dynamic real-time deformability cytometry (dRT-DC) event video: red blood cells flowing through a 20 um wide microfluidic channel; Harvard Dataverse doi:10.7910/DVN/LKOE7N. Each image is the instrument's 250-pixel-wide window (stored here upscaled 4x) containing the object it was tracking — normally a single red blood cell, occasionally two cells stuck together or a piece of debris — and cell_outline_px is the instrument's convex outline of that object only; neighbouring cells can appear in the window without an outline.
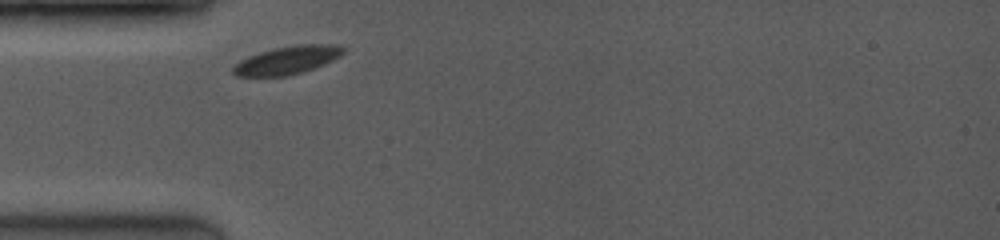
{"species": "common noctule bat (a hibernating species)", "species_latin": "Nyctalus noctula", "temperature_condition": "room temperature", "stored_images_in_passage": 18, "camera_frame_rate_fps": 3500, "um_per_image_px": 0.085, "animal": {"sex": "female", "body_mass_g": 19.0, "forearm_length_mm": 53.3}, "frame": {"image": 1, "passage_image": 1, "time_ms": 0.0, "image_size_px": [1000, 240], "cell_outline_px": [[344, 52], [340, 56], [324, 64], [304, 72], [288, 76], [236, 76], [232, 72], [232, 68], [240, 60], [248, 56], [272, 48], [300, 44], [340, 44], [344, 48]], "centroid_in_image_um": [24.43, 5.11], "position_along_channel_um": 60.6, "area_um2": 18.15}}
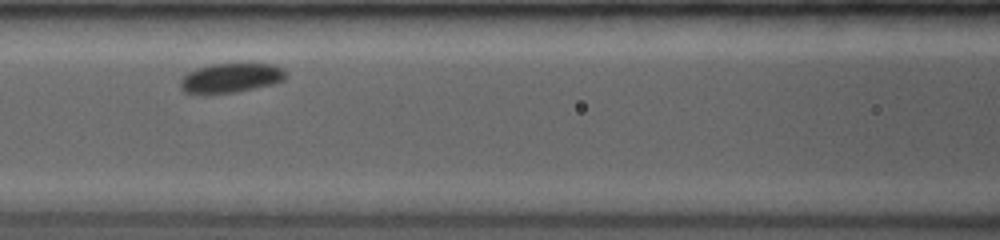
{"frame": {"image": 2, "passage_image": 6, "time_ms": 2.286, "image_size_px": [1000, 240], "cell_outline_px": [[288, 76], [284, 80], [272, 84], [232, 92], [184, 92], [180, 88], [180, 80], [188, 72], [196, 68], [208, 64], [276, 64], [284, 68]], "centroid_in_image_um": [19.67, 6.59], "position_along_channel_um": 146.9, "area_um2": 17.8}}
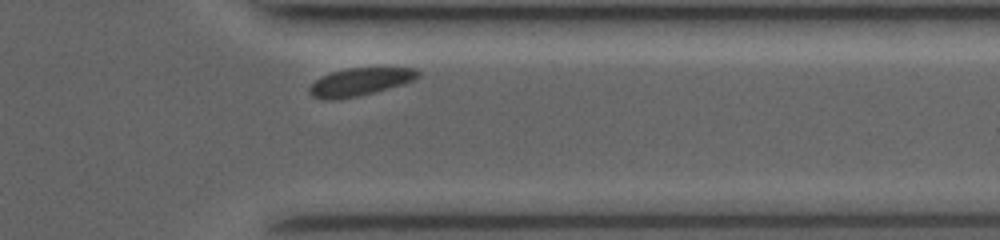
{"frame": {"image": 3, "passage_image": 17, "time_ms": 8.286, "image_size_px": [1000, 240], "cell_outline_px": [[420, 76], [404, 84], [356, 96], [332, 100], [324, 100], [312, 96], [308, 92], [308, 88], [320, 76], [332, 72], [348, 68], [416, 68], [420, 72]], "centroid_in_image_um": [30.57, 6.95], "position_along_channel_um": 380.8, "area_um2": 17.4}, "authors_computed_cell_mechanics": {"area_um2": 18.2648, "velocity_mm_per_s": 3.8588, "shape_relaxation_time_tau1_ms": 6.3683, "shape_relaxation_time_tau2_ms": null, "deformation_change_tau1": 0.0892, "deformation_change_tau2": null}}